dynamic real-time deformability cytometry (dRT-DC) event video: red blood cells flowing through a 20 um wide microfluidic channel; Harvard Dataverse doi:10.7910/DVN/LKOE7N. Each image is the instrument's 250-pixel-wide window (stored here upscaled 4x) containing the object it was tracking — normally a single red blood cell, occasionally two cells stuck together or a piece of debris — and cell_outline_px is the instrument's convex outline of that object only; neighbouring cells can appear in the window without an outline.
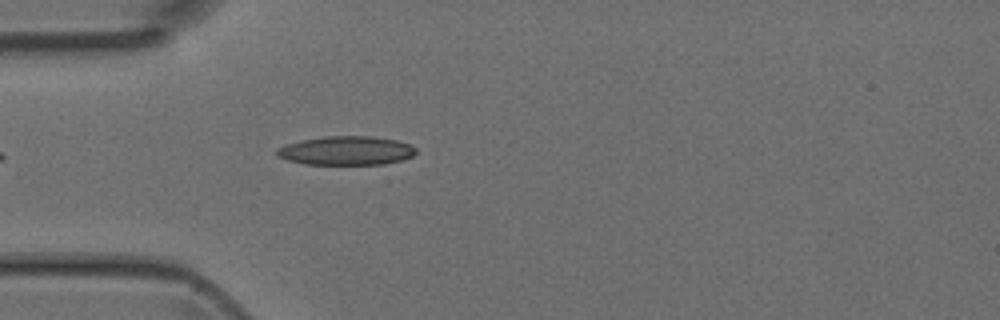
{"species": "Egyptian fruit bat (a non-hibernating species)", "species_latin": "Rousettus aegyptiacus", "temperature_condition": "room temperature", "stored_images_in_passage": 4, "camera_frame_rate_fps": 3000, "um_per_image_px": 0.085, "animal": {"sex": "female"}, "frame": {"image": 1, "passage_image": 4, "time_ms": 4.333, "image_size_px": [1000, 320], "cell_outline_px": [[416, 152], [412, 156], [404, 160], [384, 164], [304, 164], [288, 160], [276, 156], [276, 148], [300, 140], [324, 136], [372, 136], [396, 140], [408, 144], [416, 148]], "centroid_in_image_um": [29.42, 12.8], "position_along_channel_um": 55.6, "area_um2": 23.47}}